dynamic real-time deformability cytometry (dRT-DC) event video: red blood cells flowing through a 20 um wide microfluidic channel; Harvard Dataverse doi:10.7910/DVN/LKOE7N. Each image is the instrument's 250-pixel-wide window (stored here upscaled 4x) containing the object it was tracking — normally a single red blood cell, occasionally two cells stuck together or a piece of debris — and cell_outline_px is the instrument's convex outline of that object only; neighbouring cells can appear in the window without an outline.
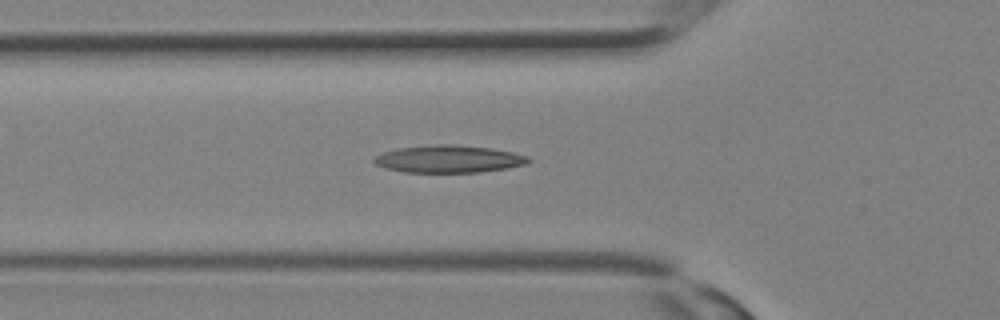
{"species": "Egyptian fruit bat (a non-hibernating species)", "species_latin": "Rousettus aegyptiacus", "temperature_condition": "room temperature", "stored_images_in_passage": 15, "camera_frame_rate_fps": 3000, "um_per_image_px": 0.085, "animal": {"sex": "female"}, "frame": {"image": 1, "passage_image": 11, "time_ms": 3.333, "image_size_px": [1000, 320], "cell_outline_px": [[532, 160], [528, 164], [508, 168], [480, 172], [404, 172], [384, 168], [376, 164], [372, 160], [376, 156], [384, 152], [396, 148], [432, 144], [448, 144], [492, 148], [512, 152], [528, 156]], "centroid_in_image_um": [38.16, 13.51], "position_along_channel_um": 87.6, "area_um2": 24.8}}
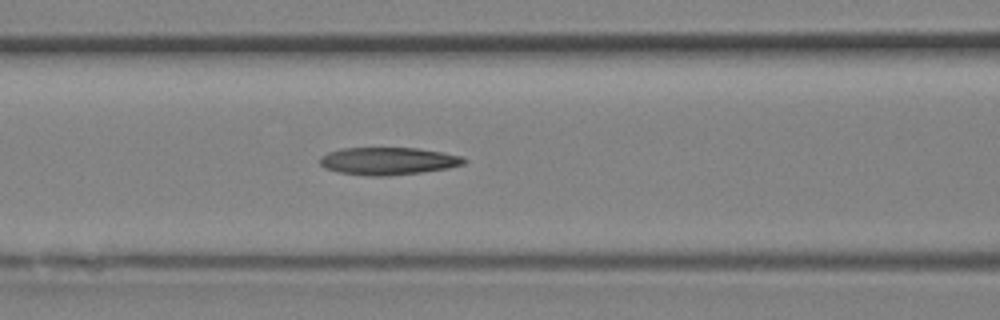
{"frame": {"image": 2, "passage_image": 13, "time_ms": 4.0, "image_size_px": [1000, 320], "cell_outline_px": [[468, 160], [464, 164], [448, 168], [420, 172], [388, 176], [368, 176], [340, 172], [324, 168], [320, 164], [320, 156], [328, 152], [340, 148], [416, 148], [444, 152], [464, 156]], "centroid_in_image_um": [33.01, 13.68], "position_along_channel_um": 133.6, "area_um2": 23.24}}
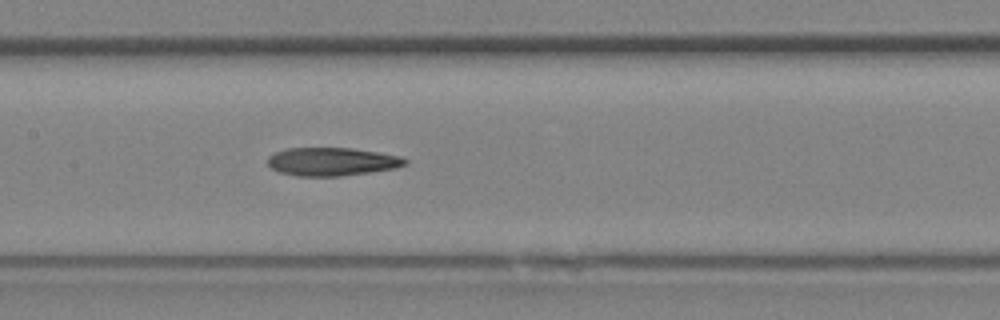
{"frame": {"image": 3, "passage_image": 15, "time_ms": 4.667, "image_size_px": [1000, 320], "cell_outline_px": [[408, 164], [396, 168], [340, 176], [296, 176], [280, 172], [272, 168], [268, 164], [268, 156], [284, 148], [352, 148], [400, 156], [408, 160]], "centroid_in_image_um": [28.21, 13.74], "position_along_channel_um": 179.2, "area_um2": 22.54}}